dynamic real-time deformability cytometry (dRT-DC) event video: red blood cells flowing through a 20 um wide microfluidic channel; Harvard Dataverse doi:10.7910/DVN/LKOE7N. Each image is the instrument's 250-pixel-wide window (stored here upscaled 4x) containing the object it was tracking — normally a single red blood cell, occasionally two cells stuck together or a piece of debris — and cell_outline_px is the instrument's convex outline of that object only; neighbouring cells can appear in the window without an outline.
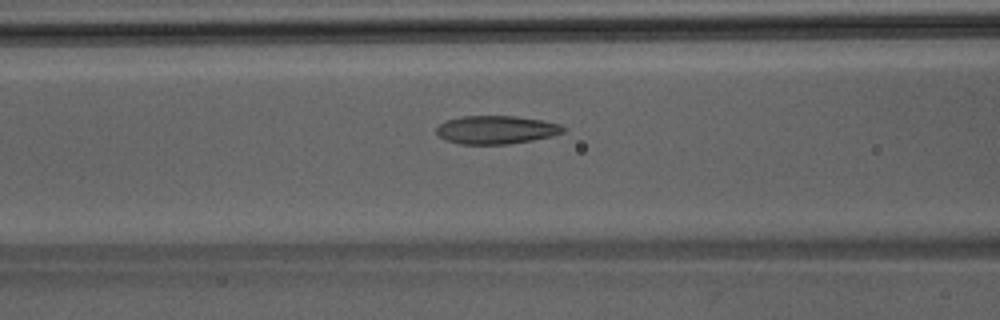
{"species": "Egyptian fruit bat (a non-hibernating species)", "species_latin": "Rousettus aegyptiacus", "temperature_condition": "room temperature", "stored_images_in_passage": 39, "camera_frame_rate_fps": 3000, "um_per_image_px": 0.085, "animal": {"sex": "male"}, "frame": {"image": 1, "passage_image": 10, "time_ms": 3.0, "image_size_px": [1000, 320], "cell_outline_px": [[564, 132], [552, 136], [532, 140], [508, 144], [460, 144], [444, 140], [436, 132], [436, 128], [440, 124], [448, 120], [464, 116], [516, 116], [540, 120], [560, 124], [564, 128]], "centroid_in_image_um": [42.17, 11.04], "position_along_channel_um": 124.4, "area_um2": 20.75}}
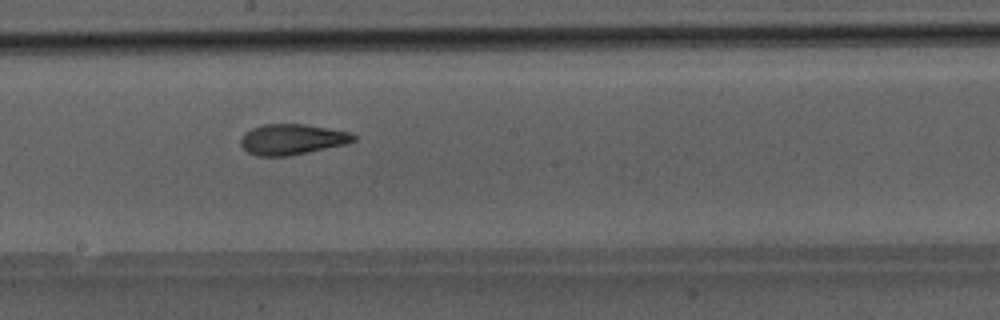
{"frame": {"image": 2, "passage_image": 17, "time_ms": 5.333, "image_size_px": [1000, 320], "cell_outline_px": [[356, 140], [348, 144], [288, 156], [256, 156], [248, 152], [240, 144], [240, 140], [244, 132], [252, 128], [264, 124], [304, 124], [352, 132], [356, 136]], "centroid_in_image_um": [24.84, 11.84], "position_along_channel_um": 223.4, "area_um2": 20.29}}
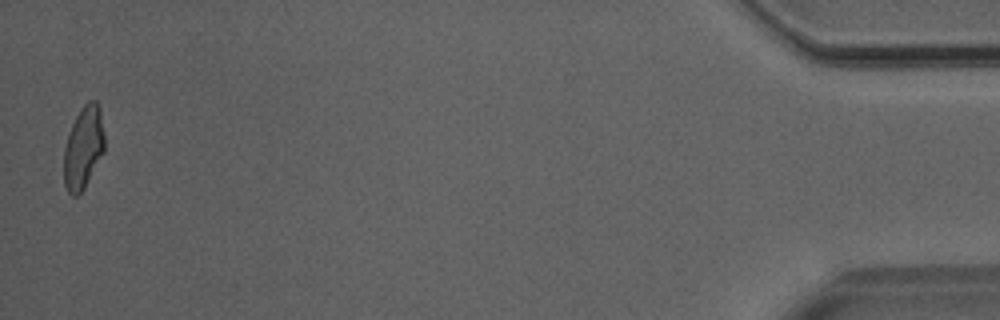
{"frame": {"image": 3, "passage_image": 38, "time_ms": 12.333, "image_size_px": [1000, 320], "cell_outline_px": [[104, 152], [84, 188], [76, 196], [72, 196], [68, 192], [64, 184], [64, 148], [72, 124], [80, 108], [88, 100], [96, 100], [100, 108], [104, 136]], "centroid_in_image_um": [7.09, 12.53], "position_along_channel_um": 428.1, "area_um2": 19.48}}